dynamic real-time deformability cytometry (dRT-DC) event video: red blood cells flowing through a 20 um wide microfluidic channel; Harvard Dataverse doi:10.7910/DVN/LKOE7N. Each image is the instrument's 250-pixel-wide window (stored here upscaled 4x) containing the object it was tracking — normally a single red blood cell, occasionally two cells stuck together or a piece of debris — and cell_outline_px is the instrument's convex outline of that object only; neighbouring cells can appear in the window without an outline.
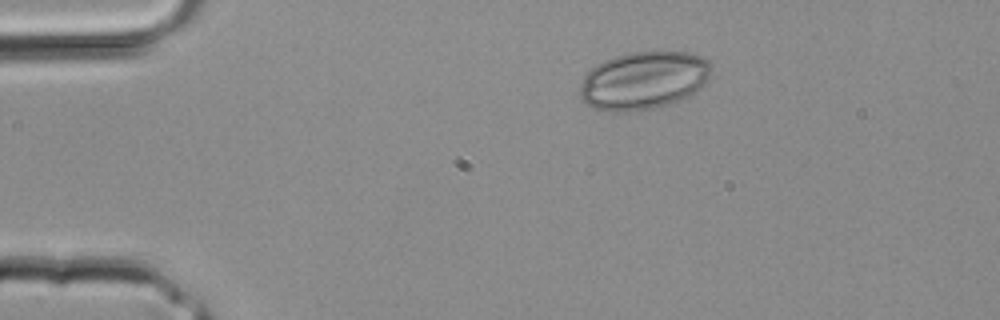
{"species": "common noctule bat (a hibernating species)", "species_latin": "Nyctalus noctula", "temperature_condition": "room temperature", "stored_images_in_passage": 2, "camera_frame_rate_fps": 3000, "um_per_image_px": 0.085, "animal": {"sex": "male", "body_mass_g": 20.4}, "frame": {"image": 1, "passage_image": 2, "time_ms": 0.333, "image_size_px": [1000, 320], "cell_outline_px": [[712, 68], [708, 80], [700, 88], [688, 96], [680, 100], [668, 104], [652, 108], [628, 112], [604, 112], [592, 108], [580, 96], [580, 88], [584, 76], [596, 64], [604, 60], [628, 52], [688, 52], [700, 56], [708, 60], [712, 64]], "centroid_in_image_um": [54.71, 6.84], "position_along_channel_um": 30.3, "area_um2": 44.51}}